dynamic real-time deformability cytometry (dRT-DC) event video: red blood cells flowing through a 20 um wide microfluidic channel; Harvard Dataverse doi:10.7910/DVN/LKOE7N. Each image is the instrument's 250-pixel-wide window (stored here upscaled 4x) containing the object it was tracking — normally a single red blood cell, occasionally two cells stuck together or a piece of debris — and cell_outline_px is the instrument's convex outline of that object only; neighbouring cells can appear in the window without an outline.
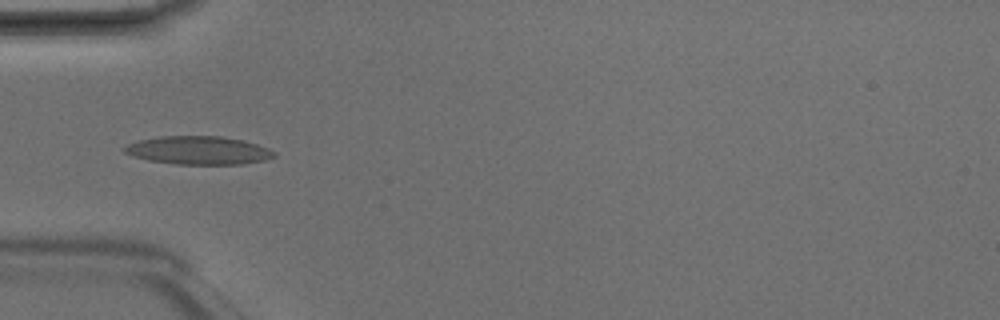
{"species": "Egyptian fruit bat (a non-hibernating species)", "species_latin": "Rousettus aegyptiacus", "temperature_condition": "room temperature", "stored_images_in_passage": 4, "camera_frame_rate_fps": 3000, "um_per_image_px": 0.085, "animal": {"sex": "male"}, "frame": {"image": 1, "passage_image": 4, "time_ms": 1.0, "image_size_px": [1000, 320], "cell_outline_px": [[276, 156], [264, 160], [244, 164], [176, 164], [148, 160], [132, 156], [124, 152], [120, 148], [128, 144], [140, 140], [160, 136], [220, 136], [244, 140], [268, 148], [276, 152]], "centroid_in_image_um": [16.86, 12.78], "position_along_channel_um": 68.1, "area_um2": 24.74}}